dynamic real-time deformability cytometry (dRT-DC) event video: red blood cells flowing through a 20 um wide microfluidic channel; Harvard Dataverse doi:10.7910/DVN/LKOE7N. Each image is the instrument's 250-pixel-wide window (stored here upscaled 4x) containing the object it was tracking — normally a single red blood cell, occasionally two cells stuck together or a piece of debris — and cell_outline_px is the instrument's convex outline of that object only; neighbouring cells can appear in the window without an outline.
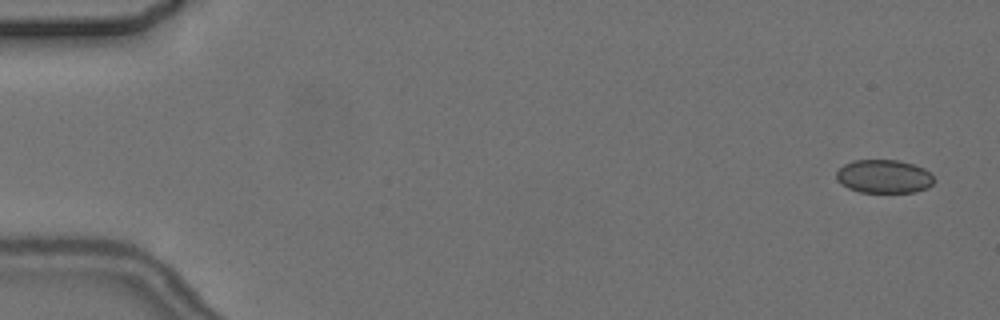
{"species": "common noctule bat (a hibernating species)", "species_latin": "Nyctalus noctula", "temperature_condition": "cold", "stored_images_in_passage": 5, "camera_frame_rate_fps": 3000, "um_per_image_px": 0.085, "animal": {"sex": "female", "body_mass_g": 24.6, "forearm_length_mm": 56.2}, "frame": {"image": 1, "passage_image": 1, "time_ms": 0.0, "image_size_px": [1000, 320], "cell_outline_px": [[936, 180], [928, 188], [916, 192], [860, 192], [848, 188], [836, 180], [836, 172], [844, 164], [852, 160], [900, 160], [924, 168]], "centroid_in_image_um": [75.13, 15.0], "position_along_channel_um": 9.9, "area_um2": 19.13}}